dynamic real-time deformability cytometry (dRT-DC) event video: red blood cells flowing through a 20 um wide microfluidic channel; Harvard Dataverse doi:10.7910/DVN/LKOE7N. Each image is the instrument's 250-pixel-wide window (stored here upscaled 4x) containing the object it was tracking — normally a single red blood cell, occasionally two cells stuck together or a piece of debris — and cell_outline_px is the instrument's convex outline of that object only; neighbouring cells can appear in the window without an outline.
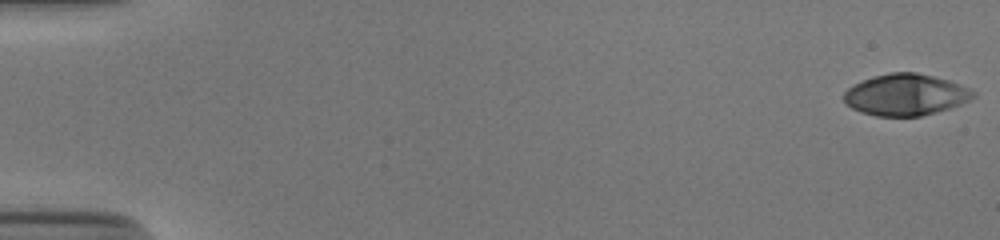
{"species": "human", "species_latin": "Homo sapiens", "temperature_condition": "cold", "stored_images_in_passage": 53, "camera_frame_rate_fps": 3000, "um_per_image_px": 0.085, "donor": {"sex": "male"}, "frame": {"image": 1, "passage_image": 1, "time_ms": 0.0, "image_size_px": [1000, 240], "cell_outline_px": [[976, 96], [960, 104], [948, 108], [920, 116], [876, 116], [860, 112], [852, 108], [844, 100], [844, 92], [848, 88], [872, 76], [892, 72], [916, 72], [948, 80], [960, 84], [976, 92]], "centroid_in_image_um": [76.97, 8.05], "position_along_channel_um": 8.0, "area_um2": 30.98}}
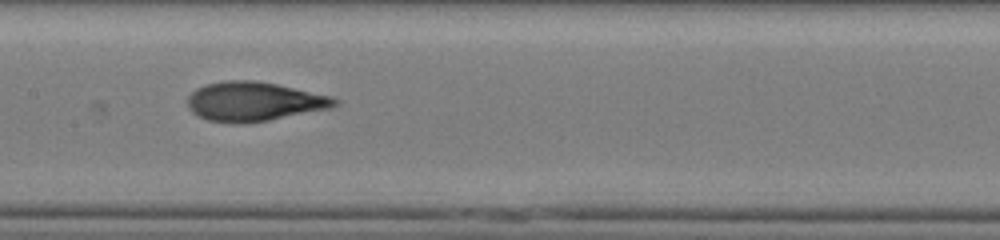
{"frame": {"image": 2, "passage_image": 28, "time_ms": 9.0, "image_size_px": [1000, 240], "cell_outline_px": [[340, 104], [332, 108], [268, 120], [240, 124], [208, 120], [192, 112], [188, 108], [188, 96], [196, 88], [208, 84], [224, 80], [256, 80], [276, 84], [332, 96], [340, 100]], "centroid_in_image_um": [21.62, 8.62], "position_along_channel_um": 185.8, "area_um2": 33.64}}
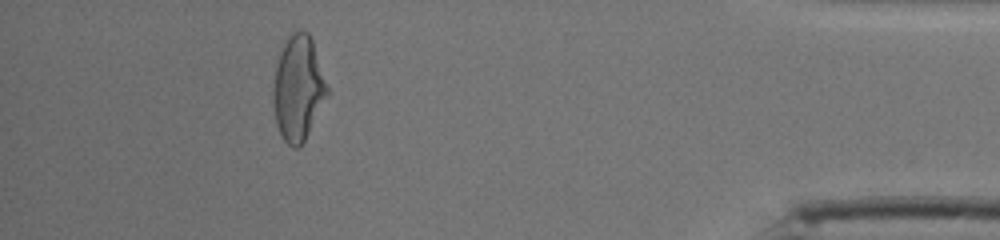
{"frame": {"image": 3, "passage_image": 49, "time_ms": 16.0, "image_size_px": [1000, 240], "cell_outline_px": [[328, 96], [300, 148], [292, 148], [284, 140], [276, 124], [272, 100], [272, 92], [276, 64], [280, 48], [292, 32], [300, 28], [308, 32], [312, 40], [328, 88]], "centroid_in_image_um": [25.32, 7.49], "position_along_channel_um": 409.9, "area_um2": 33.18}, "authors_computed_cell_mechanics": {"area_um2": 32.079, "velocity_mm_per_s": 3.89, "shape_relaxation_time_tau1_ms": 4.8889, "shape_relaxation_time_tau2_ms": 1.2485, "deformation_change_tau1": 0.227, "deformation_change_tau2": 0.0829}}